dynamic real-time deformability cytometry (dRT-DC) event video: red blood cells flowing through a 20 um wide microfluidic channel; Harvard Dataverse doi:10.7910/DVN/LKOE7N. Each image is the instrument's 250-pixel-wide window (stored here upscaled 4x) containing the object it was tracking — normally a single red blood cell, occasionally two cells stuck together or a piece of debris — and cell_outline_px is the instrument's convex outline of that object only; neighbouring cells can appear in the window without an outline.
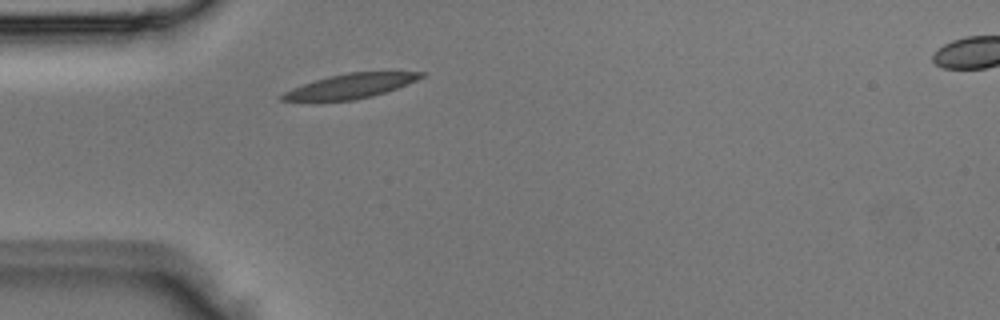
{"species": "Egyptian fruit bat (a non-hibernating species)", "species_latin": "Rousettus aegyptiacus", "temperature_condition": "room temperature", "stored_images_in_passage": 2, "segment_of_instrument_passage": [1, 2], "camera_frame_rate_fps": 3000, "um_per_image_px": 0.085, "animal": {"sex": "male"}, "frame": {"image": 1, "passage_image": 1, "time_ms": 0.0, "image_size_px": [1000, 320], "cell_outline_px": [[428, 72], [424, 76], [416, 80], [396, 88], [372, 96], [352, 100], [280, 100], [280, 96], [284, 92], [292, 88], [328, 76], [348, 72], [388, 68]], "centroid_in_image_um": [29.99, 7.23], "position_along_channel_um": 55.0, "area_um2": 20.52}}